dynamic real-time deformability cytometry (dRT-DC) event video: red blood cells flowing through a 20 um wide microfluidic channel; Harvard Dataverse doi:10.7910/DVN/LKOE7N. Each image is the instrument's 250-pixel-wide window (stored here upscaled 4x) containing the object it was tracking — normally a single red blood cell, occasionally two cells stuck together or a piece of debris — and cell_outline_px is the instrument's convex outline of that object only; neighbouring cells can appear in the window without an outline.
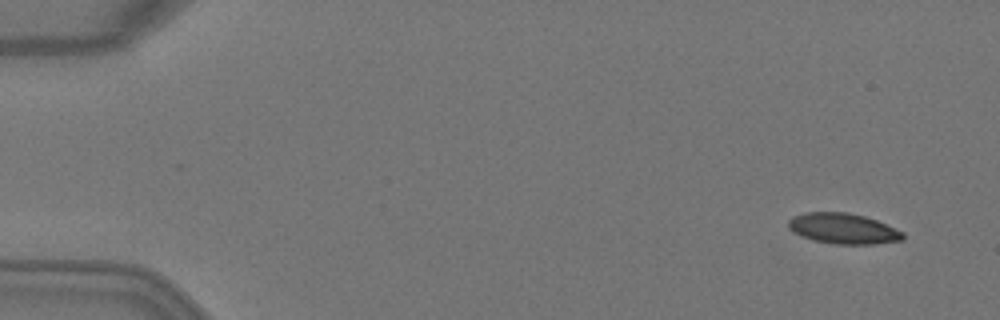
{"species": "Egyptian fruit bat (a non-hibernating species)", "species_latin": "Rousettus aegyptiacus", "temperature_condition": "warm", "stored_images_in_passage": 4, "camera_frame_rate_fps": 3000, "um_per_image_px": 0.085, "animal": {"sex": "female"}, "frame": {"image": 1, "passage_image": 1, "time_ms": 0.0, "image_size_px": [1000, 320], "cell_outline_px": [[904, 240], [876, 244], [836, 244], [812, 240], [792, 232], [788, 228], [788, 220], [792, 216], [804, 212], [848, 212], [864, 216], [876, 220], [904, 232]], "centroid_in_image_um": [71.65, 19.43], "position_along_channel_um": 13.3, "area_um2": 20.58}}
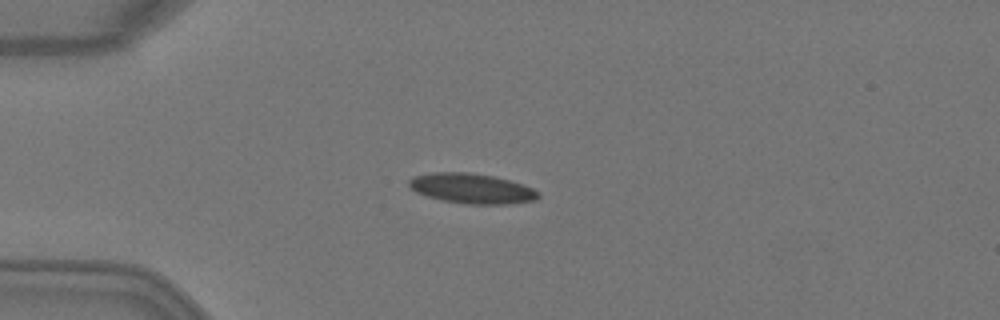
{"frame": {"image": 2, "passage_image": 3, "time_ms": 0.667, "image_size_px": [1000, 320], "cell_outline_px": [[540, 196], [536, 200], [504, 204], [468, 204], [440, 200], [416, 192], [408, 184], [408, 180], [412, 176], [432, 172], [468, 172], [492, 176], [524, 184], [540, 192]], "centroid_in_image_um": [40.09, 16.01], "position_along_channel_um": 44.9, "area_um2": 22.66}}